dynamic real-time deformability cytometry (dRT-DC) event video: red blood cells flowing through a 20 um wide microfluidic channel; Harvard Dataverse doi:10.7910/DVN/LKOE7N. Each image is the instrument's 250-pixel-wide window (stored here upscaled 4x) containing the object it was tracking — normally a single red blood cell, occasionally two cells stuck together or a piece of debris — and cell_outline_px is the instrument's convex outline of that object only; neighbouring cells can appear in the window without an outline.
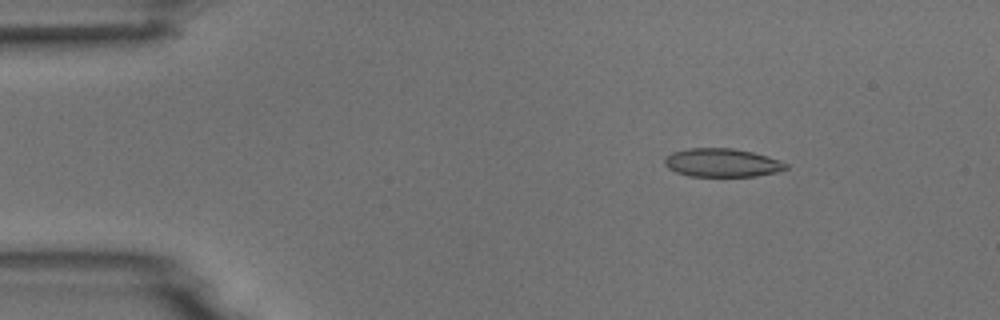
{"species": "common noctule bat (a hibernating species)", "species_latin": "Nyctalus noctula", "temperature_condition": "room temperature", "stored_images_in_passage": 6, "camera_frame_rate_fps": 3000, "um_per_image_px": 0.085, "animal": {"sex": "male", "body_mass_g": 18.8}, "frame": {"image": 1, "passage_image": 3, "time_ms": 2.333, "image_size_px": [1000, 320], "cell_outline_px": [[788, 168], [776, 172], [756, 176], [688, 176], [676, 172], [668, 168], [664, 164], [664, 160], [672, 152], [688, 148], [732, 148], [752, 152], [788, 164]], "centroid_in_image_um": [61.33, 13.83], "position_along_channel_um": 23.7, "area_um2": 19.88}}
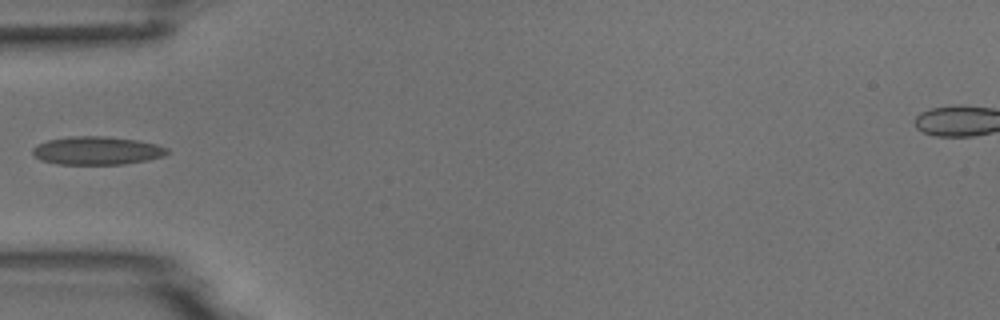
{"frame": {"image": 2, "passage_image": 6, "time_ms": 5.667, "image_size_px": [1000, 320], "cell_outline_px": [[168, 152], [164, 156], [148, 160], [124, 164], [56, 164], [40, 160], [32, 152], [32, 148], [36, 144], [48, 140], [68, 136], [104, 136], [136, 140], [156, 144], [168, 148]], "centroid_in_image_um": [8.22, 12.8], "position_along_channel_um": 76.8, "area_um2": 22.2}}